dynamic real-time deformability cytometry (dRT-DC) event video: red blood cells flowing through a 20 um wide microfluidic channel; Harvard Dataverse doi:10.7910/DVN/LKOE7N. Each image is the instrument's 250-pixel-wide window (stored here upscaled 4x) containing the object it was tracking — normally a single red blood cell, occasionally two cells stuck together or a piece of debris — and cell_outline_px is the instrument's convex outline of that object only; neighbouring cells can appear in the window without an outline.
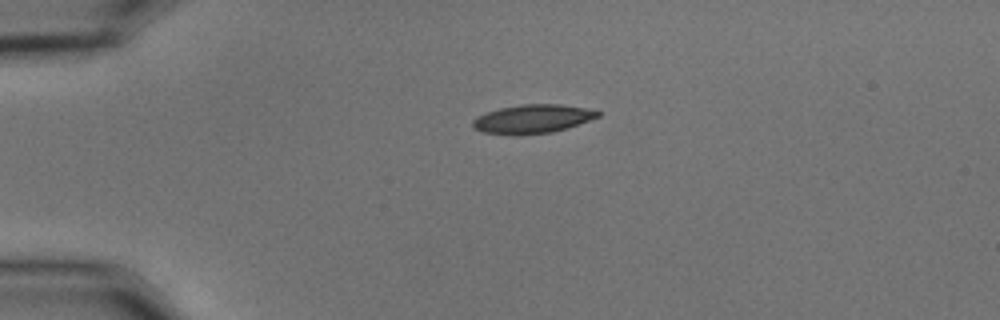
{"species": "common noctule bat (a hibernating species)", "species_latin": "Nyctalus noctula", "temperature_condition": "cold", "stored_images_in_passage": 43, "camera_frame_rate_fps": 3000, "um_per_image_px": 0.085, "animal": {"sex": "male", "body_mass_g": 15.6}, "frame": {"image": 1, "passage_image": 1, "time_ms": 0.0, "image_size_px": [1000, 320], "cell_outline_px": [[600, 116], [568, 128], [552, 132], [512, 136], [484, 132], [472, 128], [472, 120], [476, 116], [500, 108], [520, 104], [560, 104], [584, 108], [600, 112]], "centroid_in_image_um": [45.22, 10.12], "position_along_channel_um": 39.8, "area_um2": 21.04}}
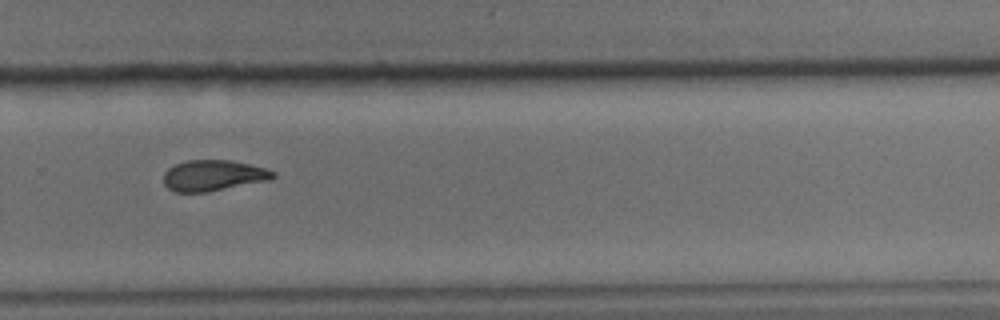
{"frame": {"image": 2, "passage_image": 26, "time_ms": 8.333, "image_size_px": [1000, 320], "cell_outline_px": [[276, 176], [268, 180], [208, 192], [176, 192], [168, 188], [164, 184], [164, 172], [168, 168], [176, 164], [188, 160], [232, 160], [264, 168], [276, 172]], "centroid_in_image_um": [18.11, 14.91], "position_along_channel_um": 311.7, "area_um2": 19.59}}
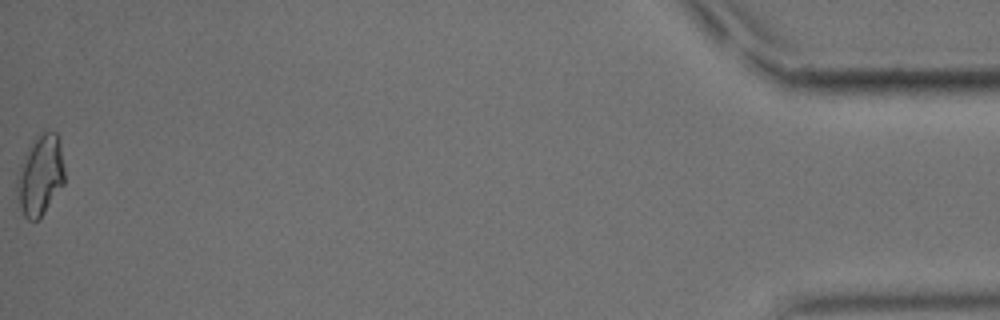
{"frame": {"image": 3, "passage_image": 43, "time_ms": 14.0, "image_size_px": [1000, 320], "cell_outline_px": [[64, 184], [44, 212], [36, 220], [28, 220], [24, 216], [20, 208], [16, 196], [16, 176], [28, 144], [36, 136], [44, 132], [56, 132], [60, 140], [64, 168]], "centroid_in_image_um": [3.4, 14.88], "position_along_channel_um": 431.8, "area_um2": 22.54}, "authors_computed_cell_mechanics": {"area_um2": 20.519, "velocity_mm_per_s": 3.6881, "shape_relaxation_time_tau1_ms": 8.9306, "shape_relaxation_time_tau2_ms": 7.0897, "deformation_change_tau1": 0.2094, "deformation_change_tau2": 0.1408}}